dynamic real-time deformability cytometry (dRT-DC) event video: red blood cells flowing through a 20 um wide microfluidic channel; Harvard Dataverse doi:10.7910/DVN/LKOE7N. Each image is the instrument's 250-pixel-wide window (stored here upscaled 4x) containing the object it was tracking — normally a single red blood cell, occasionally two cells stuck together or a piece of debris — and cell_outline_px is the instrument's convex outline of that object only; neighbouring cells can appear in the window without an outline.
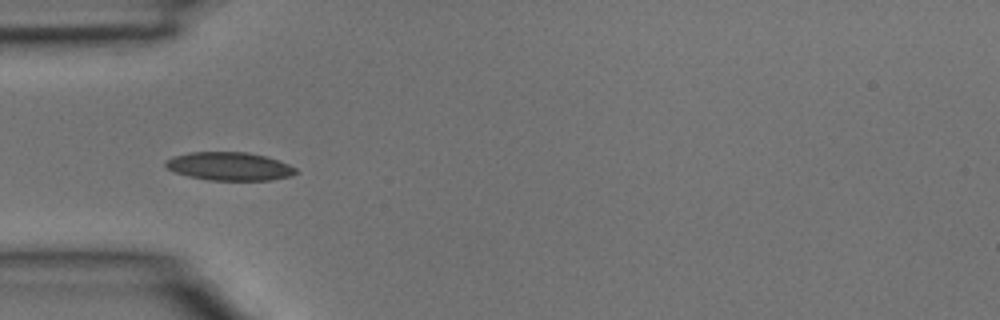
{"species": "common noctule bat (a hibernating species)", "species_latin": "Nyctalus noctula", "temperature_condition": "room temperature", "stored_images_in_passage": 3, "camera_frame_rate_fps": 3000, "um_per_image_px": 0.085, "animal": {"sex": "male", "body_mass_g": 15.6}, "frame": {"image": 1, "passage_image": 3, "time_ms": 0.667, "image_size_px": [1000, 320], "cell_outline_px": [[300, 172], [292, 176], [272, 180], [208, 180], [188, 176], [176, 172], [168, 168], [164, 164], [172, 156], [188, 152], [248, 152], [268, 156], [280, 160], [296, 168]], "centroid_in_image_um": [19.56, 14.13], "position_along_channel_um": 65.4, "area_um2": 21.68}}